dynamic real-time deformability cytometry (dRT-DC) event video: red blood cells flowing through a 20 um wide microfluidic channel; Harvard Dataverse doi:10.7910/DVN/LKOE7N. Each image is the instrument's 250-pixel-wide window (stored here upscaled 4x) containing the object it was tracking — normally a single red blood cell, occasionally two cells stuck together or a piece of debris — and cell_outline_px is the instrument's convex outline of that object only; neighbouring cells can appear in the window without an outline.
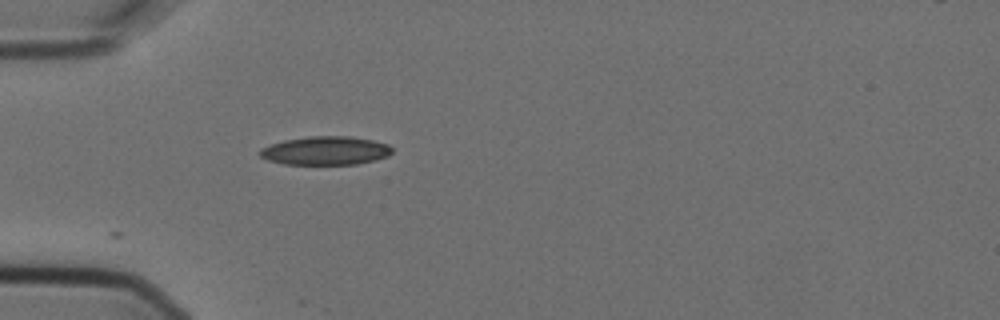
{"species": "Egyptian fruit bat (a non-hibernating species)", "species_latin": "Rousettus aegyptiacus", "temperature_condition": "cold", "stored_images_in_passage": 2, "camera_frame_rate_fps": 3000, "um_per_image_px": 0.085, "animal": {"sex": "female"}, "frame": {"image": 1, "passage_image": 2, "time_ms": 0.333, "image_size_px": [1000, 320], "cell_outline_px": [[392, 152], [388, 156], [376, 160], [356, 164], [284, 164], [268, 160], [260, 156], [260, 148], [284, 140], [308, 136], [348, 136], [372, 140], [388, 144], [392, 148]], "centroid_in_image_um": [27.68, 12.8], "position_along_channel_um": 57.3, "area_um2": 21.96}}